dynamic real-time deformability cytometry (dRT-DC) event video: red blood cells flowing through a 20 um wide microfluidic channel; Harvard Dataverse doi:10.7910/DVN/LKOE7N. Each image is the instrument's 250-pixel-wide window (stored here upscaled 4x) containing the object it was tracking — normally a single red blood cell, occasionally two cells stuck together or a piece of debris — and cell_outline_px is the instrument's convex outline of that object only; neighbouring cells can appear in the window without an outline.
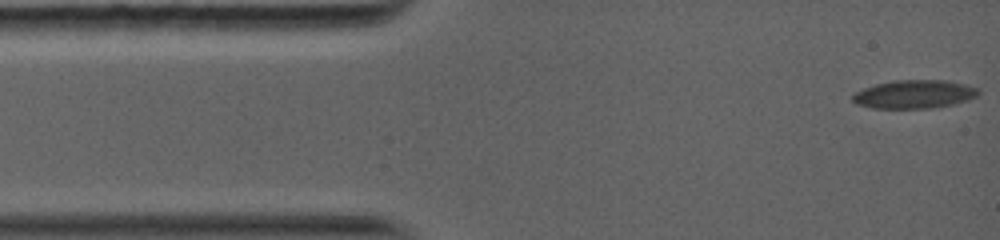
{"species": "common noctule bat (a hibernating species)", "species_latin": "Nyctalus noctula", "temperature_condition": "warm", "stored_images_in_passage": 76, "camera_frame_rate_fps": 5000, "um_per_image_px": 0.085, "animal": {"sex": "female", "body_mass_g": 19.0, "forearm_length_mm": 56.7}, "frame": {"image": 1, "passage_image": 1, "time_ms": 0.0, "image_size_px": [1000, 240], "cell_outline_px": [[980, 92], [976, 96], [968, 100], [952, 104], [928, 108], [872, 108], [856, 104], [852, 100], [852, 96], [856, 92], [864, 88], [876, 84], [892, 80], [948, 80], [964, 84], [976, 88]], "centroid_in_image_um": [77.69, 8.0], "position_along_channel_um": 7.3, "area_um2": 20.69}}
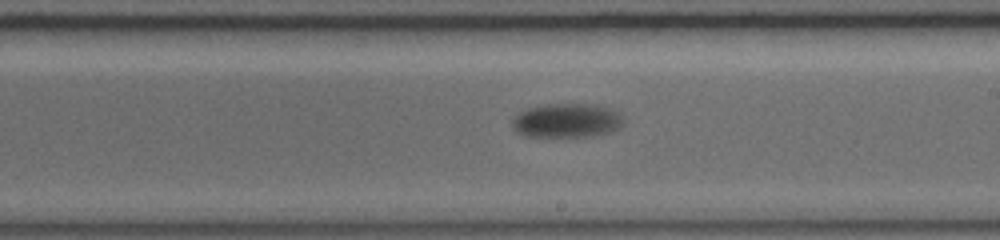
{"frame": {"image": 2, "passage_image": 31, "time_ms": 8.0, "image_size_px": [1000, 240], "cell_outline_px": [[624, 124], [620, 128], [612, 132], [592, 136], [524, 136], [516, 132], [512, 128], [512, 116], [528, 108], [548, 104], [596, 104], [612, 108], [624, 120]], "centroid_in_image_um": [48.18, 10.24], "position_along_channel_um": 240.8, "area_um2": 22.37}}
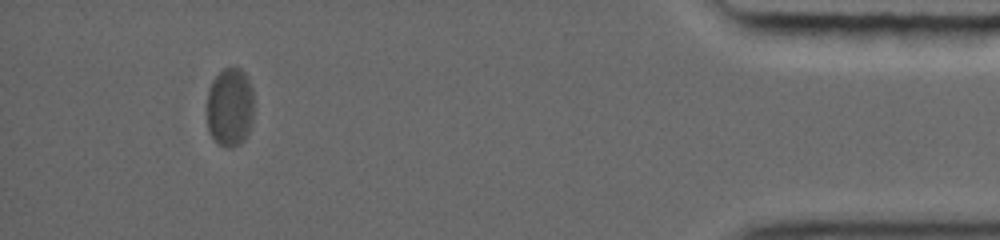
{"frame": {"image": 3, "passage_image": 64, "time_ms": 14.4, "image_size_px": [1000, 240], "cell_outline_px": [[252, 120], [248, 132], [244, 140], [228, 148], [220, 144], [212, 136], [208, 128], [208, 92], [216, 76], [224, 68], [240, 68], [244, 72], [252, 88]], "centroid_in_image_um": [19.55, 9.1], "position_along_channel_um": 415.6, "area_um2": 21.04}, "authors_computed_cell_mechanics": {"area_um2": 22.0796, "velocity_mm_per_s": 3.8666, "shape_relaxation_time_tau1_ms": 1.9505, "shape_relaxation_time_tau2_ms": null, "deformation_change_tau1": 0.1101, "deformation_change_tau2": null}}